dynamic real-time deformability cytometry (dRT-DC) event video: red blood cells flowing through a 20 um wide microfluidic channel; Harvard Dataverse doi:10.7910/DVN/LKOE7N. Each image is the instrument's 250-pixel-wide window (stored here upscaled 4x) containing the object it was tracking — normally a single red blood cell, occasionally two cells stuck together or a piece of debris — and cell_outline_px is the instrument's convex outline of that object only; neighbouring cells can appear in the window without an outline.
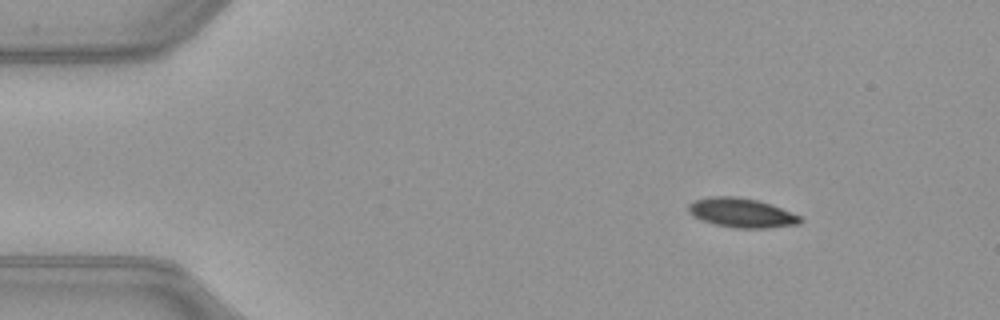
{"species": "common noctule bat (a hibernating species)", "species_latin": "Nyctalus noctula", "temperature_condition": "warm", "stored_images_in_passage": 45, "camera_frame_rate_fps": 3000, "um_per_image_px": 0.085, "animal": {"sex": "female", "body_mass_g": 21.9}, "frame": {"image": 1, "passage_image": 1, "time_ms": 0.0, "image_size_px": [1000, 320], "cell_outline_px": [[804, 220], [800, 224], [768, 228], [736, 228], [716, 224], [692, 216], [688, 212], [688, 204], [696, 200], [712, 196], [736, 196], [756, 200], [772, 204], [800, 216]], "centroid_in_image_um": [63.06, 18.09], "position_along_channel_um": 21.9, "area_um2": 19.07}}
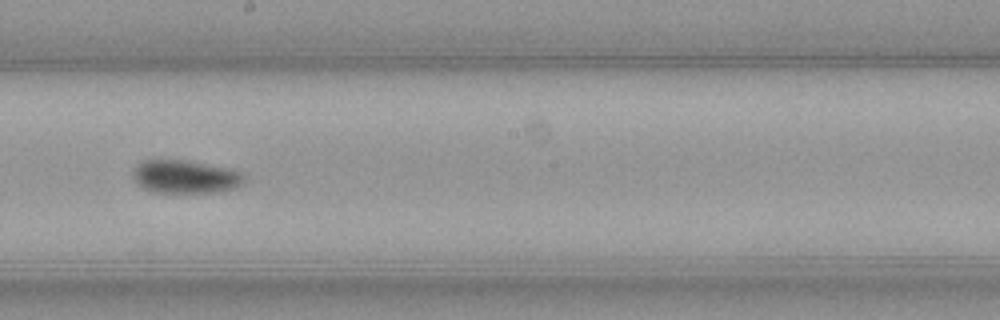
{"frame": {"image": 2, "passage_image": 23, "time_ms": 7.333, "image_size_px": [1000, 320], "cell_outline_px": [[244, 184], [232, 188], [216, 192], [152, 192], [140, 188], [136, 184], [132, 176], [132, 172], [140, 160], [188, 160], [232, 168], [240, 172], [244, 176]], "centroid_in_image_um": [15.71, 15.01], "position_along_channel_um": 232.5, "area_um2": 21.85}}
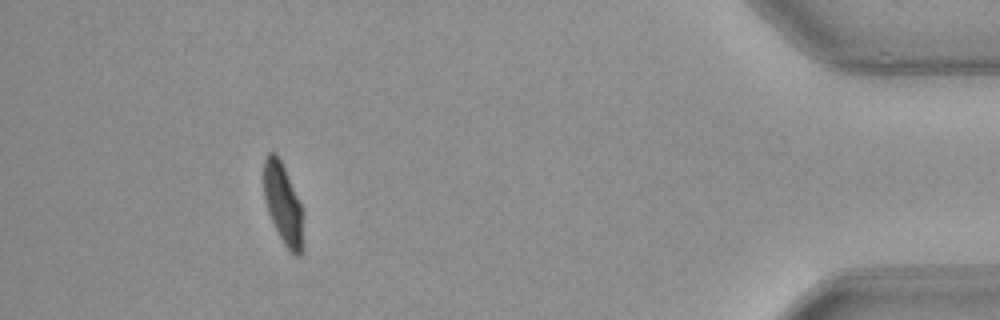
{"frame": {"image": 3, "passage_image": 41, "time_ms": 13.333, "image_size_px": [1000, 320], "cell_outline_px": [[304, 248], [300, 256], [296, 256], [284, 244], [268, 212], [264, 200], [264, 160], [268, 152], [276, 152], [284, 168], [300, 204], [304, 244]], "centroid_in_image_um": [24.05, 17.35], "position_along_channel_um": 411.1, "area_um2": 18.15}, "authors_computed_cell_mechanics": {"area_um2": 20.5768, "velocity_mm_per_s": 4.0111, "shape_relaxation_time_tau1_ms": 5.4824, "shape_relaxation_time_tau2_ms": null, "deformation_change_tau1": 0.1598, "deformation_change_tau2": null}}